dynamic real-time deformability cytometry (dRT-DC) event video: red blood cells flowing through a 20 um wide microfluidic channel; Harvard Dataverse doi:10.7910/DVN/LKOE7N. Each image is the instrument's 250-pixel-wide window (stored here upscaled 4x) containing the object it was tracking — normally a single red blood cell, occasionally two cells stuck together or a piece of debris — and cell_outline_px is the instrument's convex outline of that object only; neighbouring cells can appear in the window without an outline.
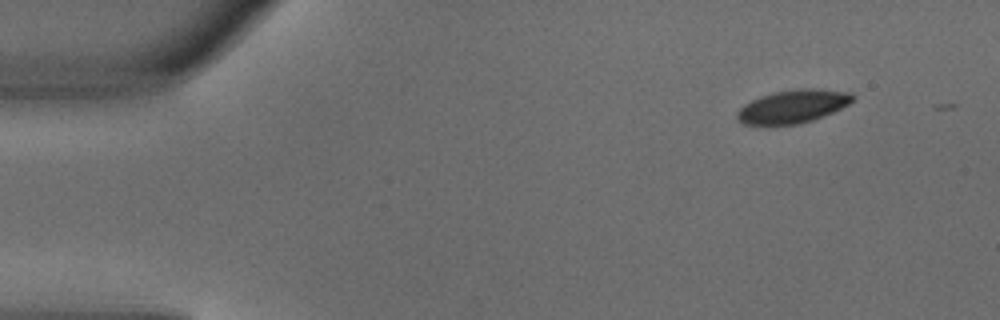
{"species": "common noctule bat (a hibernating species)", "species_latin": "Nyctalus noctula", "temperature_condition": "warm", "stored_images_in_passage": 3, "camera_frame_rate_fps": 3000, "um_per_image_px": 0.085, "animal": {"sex": "male", "body_mass_g": 18.8}, "frame": {"image": 1, "passage_image": 3, "time_ms": 0.667, "image_size_px": [1000, 320], "cell_outline_px": [[856, 96], [848, 104], [832, 112], [812, 120], [800, 124], [744, 124], [736, 116], [736, 112], [744, 104], [752, 100], [772, 92], [800, 88], [820, 88], [852, 92]], "centroid_in_image_um": [67.43, 9.02], "position_along_channel_um": 17.6, "area_um2": 22.25}}